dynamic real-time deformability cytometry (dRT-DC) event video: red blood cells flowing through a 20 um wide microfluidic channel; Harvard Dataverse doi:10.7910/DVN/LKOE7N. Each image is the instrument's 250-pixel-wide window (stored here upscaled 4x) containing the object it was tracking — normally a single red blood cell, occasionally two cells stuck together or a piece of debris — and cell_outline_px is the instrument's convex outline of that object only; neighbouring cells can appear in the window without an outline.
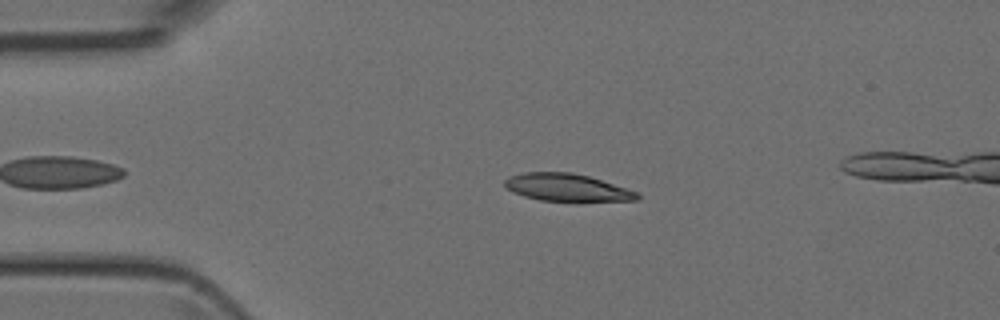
{"species": "Egyptian fruit bat (a non-hibernating species)", "species_latin": "Rousettus aegyptiacus", "temperature_condition": "room temperature", "stored_images_in_passage": 40, "camera_frame_rate_fps": 3000, "um_per_image_px": 0.085, "animal": {"sex": "female"}, "frame": {"image": 1, "passage_image": 7, "time_ms": 2.0, "image_size_px": [1000, 320], "cell_outline_px": [[640, 200], [540, 200], [524, 196], [512, 192], [504, 184], [504, 180], [508, 176], [524, 172], [572, 172], [588, 176], [636, 192], [640, 196]], "centroid_in_image_um": [48.1, 15.91], "position_along_channel_um": 36.9, "area_um2": 20.63}}
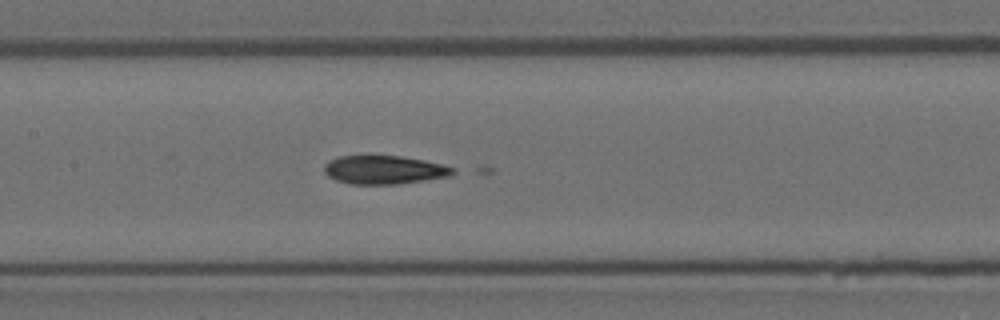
{"frame": {"image": 2, "passage_image": 19, "time_ms": 6.0, "image_size_px": [1000, 320], "cell_outline_px": [[456, 172], [448, 176], [396, 184], [348, 184], [336, 180], [328, 176], [324, 172], [324, 164], [328, 160], [340, 156], [368, 152], [400, 156], [424, 160], [456, 168]], "centroid_in_image_um": [32.56, 14.38], "position_along_channel_um": 174.8, "area_um2": 22.14}}
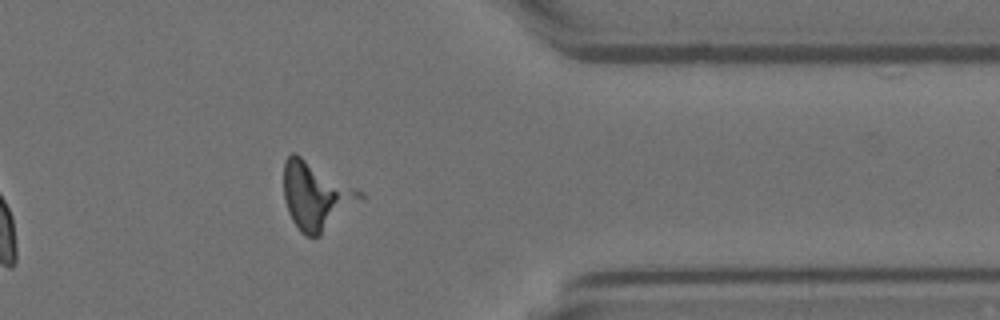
{"frame": {"image": 3, "passage_image": 35, "time_ms": 11.333, "image_size_px": [1000, 320], "cell_outline_px": [[364, 200], [320, 236], [304, 236], [300, 232], [292, 220], [288, 212], [284, 200], [284, 160], [292, 152], [296, 152], [364, 192]], "centroid_in_image_um": [26.89, 16.64], "position_along_channel_um": 384.5, "area_um2": 30.69}}